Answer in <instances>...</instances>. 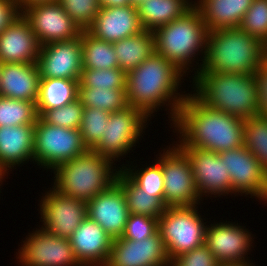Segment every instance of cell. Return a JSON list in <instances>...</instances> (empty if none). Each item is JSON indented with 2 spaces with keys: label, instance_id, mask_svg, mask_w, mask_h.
I'll return each instance as SVG.
<instances>
[{
  "label": "cell",
  "instance_id": "cell-1",
  "mask_svg": "<svg viewBox=\"0 0 267 266\" xmlns=\"http://www.w3.org/2000/svg\"><path fill=\"white\" fill-rule=\"evenodd\" d=\"M186 78L178 67L155 52L126 73L127 103L142 110L151 120L157 117L160 110L166 111L162 115H168L167 123L170 127L175 122L185 97L190 93L189 88H181L182 85L185 86L184 81L188 80Z\"/></svg>",
  "mask_w": 267,
  "mask_h": 266
},
{
  "label": "cell",
  "instance_id": "cell-2",
  "mask_svg": "<svg viewBox=\"0 0 267 266\" xmlns=\"http://www.w3.org/2000/svg\"><path fill=\"white\" fill-rule=\"evenodd\" d=\"M170 130L177 141L171 140L178 147L220 153L243 146L244 119L208 108L190 92Z\"/></svg>",
  "mask_w": 267,
  "mask_h": 266
},
{
  "label": "cell",
  "instance_id": "cell-3",
  "mask_svg": "<svg viewBox=\"0 0 267 266\" xmlns=\"http://www.w3.org/2000/svg\"><path fill=\"white\" fill-rule=\"evenodd\" d=\"M190 92L206 107L245 119L258 115L255 74L198 72Z\"/></svg>",
  "mask_w": 267,
  "mask_h": 266
},
{
  "label": "cell",
  "instance_id": "cell-4",
  "mask_svg": "<svg viewBox=\"0 0 267 266\" xmlns=\"http://www.w3.org/2000/svg\"><path fill=\"white\" fill-rule=\"evenodd\" d=\"M153 32L156 53L178 67L190 83L200 71L206 54L208 31L200 11L193 6L182 17Z\"/></svg>",
  "mask_w": 267,
  "mask_h": 266
},
{
  "label": "cell",
  "instance_id": "cell-5",
  "mask_svg": "<svg viewBox=\"0 0 267 266\" xmlns=\"http://www.w3.org/2000/svg\"><path fill=\"white\" fill-rule=\"evenodd\" d=\"M267 57V46L238 28L207 33L206 54L199 72L255 74Z\"/></svg>",
  "mask_w": 267,
  "mask_h": 266
},
{
  "label": "cell",
  "instance_id": "cell-6",
  "mask_svg": "<svg viewBox=\"0 0 267 266\" xmlns=\"http://www.w3.org/2000/svg\"><path fill=\"white\" fill-rule=\"evenodd\" d=\"M120 169L112 160L88 149L57 166L47 177L53 173L50 186L60 193L88 202L116 182Z\"/></svg>",
  "mask_w": 267,
  "mask_h": 266
},
{
  "label": "cell",
  "instance_id": "cell-7",
  "mask_svg": "<svg viewBox=\"0 0 267 266\" xmlns=\"http://www.w3.org/2000/svg\"><path fill=\"white\" fill-rule=\"evenodd\" d=\"M150 120L142 110L129 105L123 110L112 112L101 140L92 150L115 164L118 162L121 168L134 158V155L132 158L130 155L132 152L135 153L136 146L139 147L143 136L146 135L145 130L152 122ZM127 157L130 159L128 160ZM124 160H126L125 163Z\"/></svg>",
  "mask_w": 267,
  "mask_h": 266
},
{
  "label": "cell",
  "instance_id": "cell-8",
  "mask_svg": "<svg viewBox=\"0 0 267 266\" xmlns=\"http://www.w3.org/2000/svg\"><path fill=\"white\" fill-rule=\"evenodd\" d=\"M201 205L166 207L158 219V231L170 261L205 244L210 218L206 217L208 214L202 215Z\"/></svg>",
  "mask_w": 267,
  "mask_h": 266
},
{
  "label": "cell",
  "instance_id": "cell-9",
  "mask_svg": "<svg viewBox=\"0 0 267 266\" xmlns=\"http://www.w3.org/2000/svg\"><path fill=\"white\" fill-rule=\"evenodd\" d=\"M88 150L79 129L63 128L44 122L40 117L35 123L33 156L34 165L53 171L57 166Z\"/></svg>",
  "mask_w": 267,
  "mask_h": 266
},
{
  "label": "cell",
  "instance_id": "cell-10",
  "mask_svg": "<svg viewBox=\"0 0 267 266\" xmlns=\"http://www.w3.org/2000/svg\"><path fill=\"white\" fill-rule=\"evenodd\" d=\"M171 143L154 154L164 176V204L166 207L200 205L203 201L196 190L190 160L174 142Z\"/></svg>",
  "mask_w": 267,
  "mask_h": 266
},
{
  "label": "cell",
  "instance_id": "cell-11",
  "mask_svg": "<svg viewBox=\"0 0 267 266\" xmlns=\"http://www.w3.org/2000/svg\"><path fill=\"white\" fill-rule=\"evenodd\" d=\"M36 226L38 228L28 231L24 240L18 243L20 245L13 262H17L16 266H82L67 238L53 235Z\"/></svg>",
  "mask_w": 267,
  "mask_h": 266
},
{
  "label": "cell",
  "instance_id": "cell-12",
  "mask_svg": "<svg viewBox=\"0 0 267 266\" xmlns=\"http://www.w3.org/2000/svg\"><path fill=\"white\" fill-rule=\"evenodd\" d=\"M216 220L207 224L205 246L213 253L219 263L253 262L251 254L255 245L253 232L239 221ZM218 221V222H217ZM236 222V223H235ZM241 223V224H240ZM254 245V246H253ZM251 258V260H250Z\"/></svg>",
  "mask_w": 267,
  "mask_h": 266
},
{
  "label": "cell",
  "instance_id": "cell-13",
  "mask_svg": "<svg viewBox=\"0 0 267 266\" xmlns=\"http://www.w3.org/2000/svg\"><path fill=\"white\" fill-rule=\"evenodd\" d=\"M218 154L230 175L232 196L256 198L267 206V171L257 158L244 145Z\"/></svg>",
  "mask_w": 267,
  "mask_h": 266
},
{
  "label": "cell",
  "instance_id": "cell-14",
  "mask_svg": "<svg viewBox=\"0 0 267 266\" xmlns=\"http://www.w3.org/2000/svg\"><path fill=\"white\" fill-rule=\"evenodd\" d=\"M43 192L37 200V215L42 225L40 222L37 225L53 235L68 239L87 217V202L66 196L52 186Z\"/></svg>",
  "mask_w": 267,
  "mask_h": 266
},
{
  "label": "cell",
  "instance_id": "cell-15",
  "mask_svg": "<svg viewBox=\"0 0 267 266\" xmlns=\"http://www.w3.org/2000/svg\"><path fill=\"white\" fill-rule=\"evenodd\" d=\"M179 148L190 160L196 190L202 201L233 197L230 175L218 153L194 147Z\"/></svg>",
  "mask_w": 267,
  "mask_h": 266
},
{
  "label": "cell",
  "instance_id": "cell-16",
  "mask_svg": "<svg viewBox=\"0 0 267 266\" xmlns=\"http://www.w3.org/2000/svg\"><path fill=\"white\" fill-rule=\"evenodd\" d=\"M21 14L31 25L41 46L80 37L82 32L59 2L33 5Z\"/></svg>",
  "mask_w": 267,
  "mask_h": 266
},
{
  "label": "cell",
  "instance_id": "cell-17",
  "mask_svg": "<svg viewBox=\"0 0 267 266\" xmlns=\"http://www.w3.org/2000/svg\"><path fill=\"white\" fill-rule=\"evenodd\" d=\"M36 64L40 78L80 80L83 70L81 35L42 45Z\"/></svg>",
  "mask_w": 267,
  "mask_h": 266
},
{
  "label": "cell",
  "instance_id": "cell-18",
  "mask_svg": "<svg viewBox=\"0 0 267 266\" xmlns=\"http://www.w3.org/2000/svg\"><path fill=\"white\" fill-rule=\"evenodd\" d=\"M105 266H170V259L159 231L143 241L113 239Z\"/></svg>",
  "mask_w": 267,
  "mask_h": 266
},
{
  "label": "cell",
  "instance_id": "cell-19",
  "mask_svg": "<svg viewBox=\"0 0 267 266\" xmlns=\"http://www.w3.org/2000/svg\"><path fill=\"white\" fill-rule=\"evenodd\" d=\"M129 214L126 196L117 182L87 202V217L97 222L112 239L123 235Z\"/></svg>",
  "mask_w": 267,
  "mask_h": 266
},
{
  "label": "cell",
  "instance_id": "cell-20",
  "mask_svg": "<svg viewBox=\"0 0 267 266\" xmlns=\"http://www.w3.org/2000/svg\"><path fill=\"white\" fill-rule=\"evenodd\" d=\"M34 135L35 124L0 127V175L5 180L15 169L34 164Z\"/></svg>",
  "mask_w": 267,
  "mask_h": 266
},
{
  "label": "cell",
  "instance_id": "cell-21",
  "mask_svg": "<svg viewBox=\"0 0 267 266\" xmlns=\"http://www.w3.org/2000/svg\"><path fill=\"white\" fill-rule=\"evenodd\" d=\"M40 48L37 36L21 13L0 33L1 63H36Z\"/></svg>",
  "mask_w": 267,
  "mask_h": 266
},
{
  "label": "cell",
  "instance_id": "cell-22",
  "mask_svg": "<svg viewBox=\"0 0 267 266\" xmlns=\"http://www.w3.org/2000/svg\"><path fill=\"white\" fill-rule=\"evenodd\" d=\"M143 30L138 8L129 5L100 7L95 20L86 31L96 39L114 43Z\"/></svg>",
  "mask_w": 267,
  "mask_h": 266
},
{
  "label": "cell",
  "instance_id": "cell-23",
  "mask_svg": "<svg viewBox=\"0 0 267 266\" xmlns=\"http://www.w3.org/2000/svg\"><path fill=\"white\" fill-rule=\"evenodd\" d=\"M68 240L82 266L106 265L113 239L97 222L86 217Z\"/></svg>",
  "mask_w": 267,
  "mask_h": 266
},
{
  "label": "cell",
  "instance_id": "cell-24",
  "mask_svg": "<svg viewBox=\"0 0 267 266\" xmlns=\"http://www.w3.org/2000/svg\"><path fill=\"white\" fill-rule=\"evenodd\" d=\"M40 74L36 63H2L0 96L36 104Z\"/></svg>",
  "mask_w": 267,
  "mask_h": 266
},
{
  "label": "cell",
  "instance_id": "cell-25",
  "mask_svg": "<svg viewBox=\"0 0 267 266\" xmlns=\"http://www.w3.org/2000/svg\"><path fill=\"white\" fill-rule=\"evenodd\" d=\"M253 0H194L208 32L238 28Z\"/></svg>",
  "mask_w": 267,
  "mask_h": 266
},
{
  "label": "cell",
  "instance_id": "cell-26",
  "mask_svg": "<svg viewBox=\"0 0 267 266\" xmlns=\"http://www.w3.org/2000/svg\"><path fill=\"white\" fill-rule=\"evenodd\" d=\"M194 6V0H145L138 7V16L145 30L154 31L182 17Z\"/></svg>",
  "mask_w": 267,
  "mask_h": 266
},
{
  "label": "cell",
  "instance_id": "cell-27",
  "mask_svg": "<svg viewBox=\"0 0 267 266\" xmlns=\"http://www.w3.org/2000/svg\"><path fill=\"white\" fill-rule=\"evenodd\" d=\"M113 46L119 68L126 73L156 52L154 32L145 29L138 34L114 42Z\"/></svg>",
  "mask_w": 267,
  "mask_h": 266
},
{
  "label": "cell",
  "instance_id": "cell-28",
  "mask_svg": "<svg viewBox=\"0 0 267 266\" xmlns=\"http://www.w3.org/2000/svg\"><path fill=\"white\" fill-rule=\"evenodd\" d=\"M79 80L40 78L36 110L60 108L78 98Z\"/></svg>",
  "mask_w": 267,
  "mask_h": 266
},
{
  "label": "cell",
  "instance_id": "cell-29",
  "mask_svg": "<svg viewBox=\"0 0 267 266\" xmlns=\"http://www.w3.org/2000/svg\"><path fill=\"white\" fill-rule=\"evenodd\" d=\"M116 182L122 187L126 196L130 214L150 216L159 219L166 209L164 197H154V193L142 192L121 169Z\"/></svg>",
  "mask_w": 267,
  "mask_h": 266
},
{
  "label": "cell",
  "instance_id": "cell-30",
  "mask_svg": "<svg viewBox=\"0 0 267 266\" xmlns=\"http://www.w3.org/2000/svg\"><path fill=\"white\" fill-rule=\"evenodd\" d=\"M83 69L119 68L113 43L96 39L87 31L81 32Z\"/></svg>",
  "mask_w": 267,
  "mask_h": 266
},
{
  "label": "cell",
  "instance_id": "cell-31",
  "mask_svg": "<svg viewBox=\"0 0 267 266\" xmlns=\"http://www.w3.org/2000/svg\"><path fill=\"white\" fill-rule=\"evenodd\" d=\"M137 160H130L121 167V170L142 189V192L154 193V197H164V176L161 165L155 159L154 162L151 161L152 164L149 162L147 164V161L136 162Z\"/></svg>",
  "mask_w": 267,
  "mask_h": 266
},
{
  "label": "cell",
  "instance_id": "cell-32",
  "mask_svg": "<svg viewBox=\"0 0 267 266\" xmlns=\"http://www.w3.org/2000/svg\"><path fill=\"white\" fill-rule=\"evenodd\" d=\"M125 90L78 87V98L86 108H99L112 113L128 106Z\"/></svg>",
  "mask_w": 267,
  "mask_h": 266
},
{
  "label": "cell",
  "instance_id": "cell-33",
  "mask_svg": "<svg viewBox=\"0 0 267 266\" xmlns=\"http://www.w3.org/2000/svg\"><path fill=\"white\" fill-rule=\"evenodd\" d=\"M243 145L267 171V117L255 115L244 119Z\"/></svg>",
  "mask_w": 267,
  "mask_h": 266
},
{
  "label": "cell",
  "instance_id": "cell-34",
  "mask_svg": "<svg viewBox=\"0 0 267 266\" xmlns=\"http://www.w3.org/2000/svg\"><path fill=\"white\" fill-rule=\"evenodd\" d=\"M37 118L34 102L0 96V127L35 124Z\"/></svg>",
  "mask_w": 267,
  "mask_h": 266
},
{
  "label": "cell",
  "instance_id": "cell-35",
  "mask_svg": "<svg viewBox=\"0 0 267 266\" xmlns=\"http://www.w3.org/2000/svg\"><path fill=\"white\" fill-rule=\"evenodd\" d=\"M111 113L99 108L83 109V117L79 131L81 133L83 143L88 149H93L101 140L105 132L106 123L109 121Z\"/></svg>",
  "mask_w": 267,
  "mask_h": 266
},
{
  "label": "cell",
  "instance_id": "cell-36",
  "mask_svg": "<svg viewBox=\"0 0 267 266\" xmlns=\"http://www.w3.org/2000/svg\"><path fill=\"white\" fill-rule=\"evenodd\" d=\"M83 109L79 98L60 108L37 110L38 117L44 122L70 129H79L83 117Z\"/></svg>",
  "mask_w": 267,
  "mask_h": 266
},
{
  "label": "cell",
  "instance_id": "cell-37",
  "mask_svg": "<svg viewBox=\"0 0 267 266\" xmlns=\"http://www.w3.org/2000/svg\"><path fill=\"white\" fill-rule=\"evenodd\" d=\"M78 87L126 89V72L120 68L83 69Z\"/></svg>",
  "mask_w": 267,
  "mask_h": 266
},
{
  "label": "cell",
  "instance_id": "cell-38",
  "mask_svg": "<svg viewBox=\"0 0 267 266\" xmlns=\"http://www.w3.org/2000/svg\"><path fill=\"white\" fill-rule=\"evenodd\" d=\"M239 28L267 46V0H253Z\"/></svg>",
  "mask_w": 267,
  "mask_h": 266
},
{
  "label": "cell",
  "instance_id": "cell-39",
  "mask_svg": "<svg viewBox=\"0 0 267 266\" xmlns=\"http://www.w3.org/2000/svg\"><path fill=\"white\" fill-rule=\"evenodd\" d=\"M59 3L82 31L92 25L100 10L98 0H59Z\"/></svg>",
  "mask_w": 267,
  "mask_h": 266
},
{
  "label": "cell",
  "instance_id": "cell-40",
  "mask_svg": "<svg viewBox=\"0 0 267 266\" xmlns=\"http://www.w3.org/2000/svg\"><path fill=\"white\" fill-rule=\"evenodd\" d=\"M158 231V219L150 216L129 214L125 225L123 239L143 241Z\"/></svg>",
  "mask_w": 267,
  "mask_h": 266
},
{
  "label": "cell",
  "instance_id": "cell-41",
  "mask_svg": "<svg viewBox=\"0 0 267 266\" xmlns=\"http://www.w3.org/2000/svg\"><path fill=\"white\" fill-rule=\"evenodd\" d=\"M219 262L205 246L183 253L170 261V266H218Z\"/></svg>",
  "mask_w": 267,
  "mask_h": 266
},
{
  "label": "cell",
  "instance_id": "cell-42",
  "mask_svg": "<svg viewBox=\"0 0 267 266\" xmlns=\"http://www.w3.org/2000/svg\"><path fill=\"white\" fill-rule=\"evenodd\" d=\"M255 78L258 84V115L267 117V57L255 72Z\"/></svg>",
  "mask_w": 267,
  "mask_h": 266
},
{
  "label": "cell",
  "instance_id": "cell-43",
  "mask_svg": "<svg viewBox=\"0 0 267 266\" xmlns=\"http://www.w3.org/2000/svg\"><path fill=\"white\" fill-rule=\"evenodd\" d=\"M19 14L13 0H0V33Z\"/></svg>",
  "mask_w": 267,
  "mask_h": 266
},
{
  "label": "cell",
  "instance_id": "cell-44",
  "mask_svg": "<svg viewBox=\"0 0 267 266\" xmlns=\"http://www.w3.org/2000/svg\"><path fill=\"white\" fill-rule=\"evenodd\" d=\"M13 2L15 3L18 12L21 13L24 9L30 6L59 2V0H13Z\"/></svg>",
  "mask_w": 267,
  "mask_h": 266
},
{
  "label": "cell",
  "instance_id": "cell-45",
  "mask_svg": "<svg viewBox=\"0 0 267 266\" xmlns=\"http://www.w3.org/2000/svg\"><path fill=\"white\" fill-rule=\"evenodd\" d=\"M100 7L129 6L130 0H98Z\"/></svg>",
  "mask_w": 267,
  "mask_h": 266
},
{
  "label": "cell",
  "instance_id": "cell-46",
  "mask_svg": "<svg viewBox=\"0 0 267 266\" xmlns=\"http://www.w3.org/2000/svg\"><path fill=\"white\" fill-rule=\"evenodd\" d=\"M218 266H256L253 262L219 263Z\"/></svg>",
  "mask_w": 267,
  "mask_h": 266
},
{
  "label": "cell",
  "instance_id": "cell-47",
  "mask_svg": "<svg viewBox=\"0 0 267 266\" xmlns=\"http://www.w3.org/2000/svg\"><path fill=\"white\" fill-rule=\"evenodd\" d=\"M145 0H130V5L138 8Z\"/></svg>",
  "mask_w": 267,
  "mask_h": 266
},
{
  "label": "cell",
  "instance_id": "cell-48",
  "mask_svg": "<svg viewBox=\"0 0 267 266\" xmlns=\"http://www.w3.org/2000/svg\"><path fill=\"white\" fill-rule=\"evenodd\" d=\"M4 181L6 182V180L0 175V195L3 196L1 193H2V187H4ZM2 186V187H1ZM1 196H0V199H1Z\"/></svg>",
  "mask_w": 267,
  "mask_h": 266
}]
</instances>
